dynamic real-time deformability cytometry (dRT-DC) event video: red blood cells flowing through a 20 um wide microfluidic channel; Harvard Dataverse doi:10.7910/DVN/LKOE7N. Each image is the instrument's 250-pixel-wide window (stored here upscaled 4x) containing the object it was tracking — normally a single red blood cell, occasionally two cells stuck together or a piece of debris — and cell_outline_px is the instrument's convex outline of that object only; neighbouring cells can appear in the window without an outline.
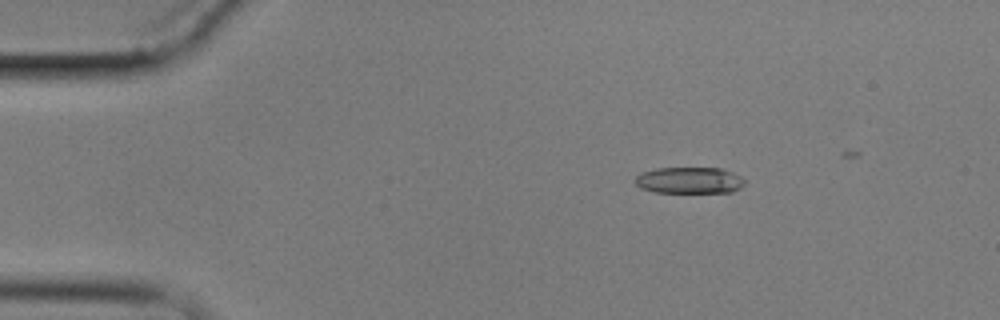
{"species": "common noctule bat (a hibernating species)", "species_latin": "Nyctalus noctula", "temperature_condition": "cold", "stored_images_in_passage": 14, "camera_frame_rate_fps": 3000, "um_per_image_px": 0.085, "animal": {"sex": "male", "body_mass_g": 17.9}, "frame": {"image": 1, "passage_image": 3, "time_ms": 2.667, "image_size_px": [1000, 320], "cell_outline_px": [[744, 184], [740, 188], [732, 192], [656, 192], [640, 188], [632, 180], [640, 172], [656, 168], [720, 168], [732, 172], [740, 176], [744, 180]], "centroid_in_image_um": [58.55, 15.32], "position_along_channel_um": 26.4, "area_um2": 16.94}}
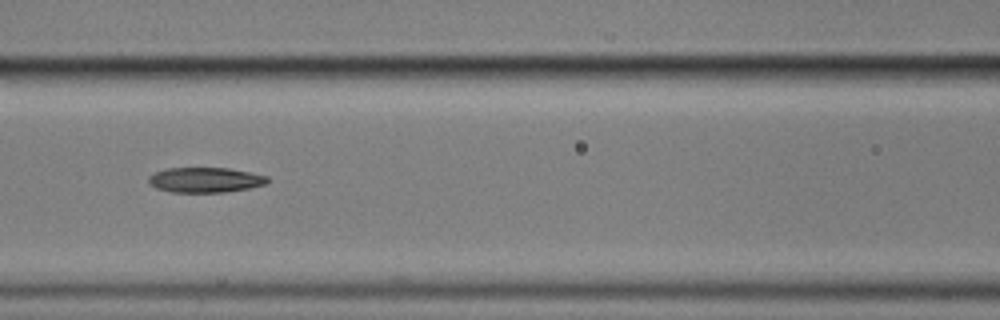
{"frame": {"image": 2, "passage_image": 7, "time_ms": 8.0, "image_size_px": [1000, 320], "cell_outline_px": [[268, 184], [248, 188], [224, 192], [172, 192], [156, 188], [148, 184], [148, 176], [164, 168], [228, 168], [268, 176]], "centroid_in_image_um": [17.42, 15.29], "position_along_channel_um": 149.2, "area_um2": 17.4}}
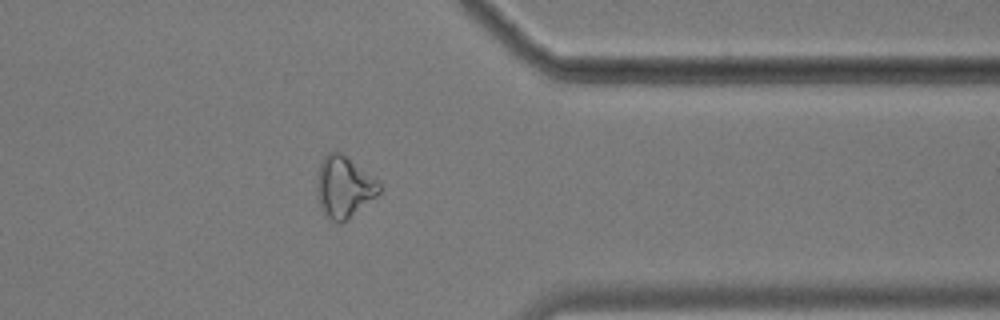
{"frame": {"image": 3, "passage_image": 13, "time_ms": 15.0, "image_size_px": [1000, 320], "cell_outline_px": [[384, 188], [376, 196], [348, 220], [340, 224], [332, 220], [324, 212], [320, 204], [316, 192], [316, 180], [320, 164], [324, 156], [328, 152], [340, 152], [380, 180]], "centroid_in_image_um": [29.27, 15.89], "position_along_channel_um": 382.1, "area_um2": 22.54}, "authors_computed_cell_mechanics": {"area_um2": 17.9469, "velocity_mm_per_s": 3.4725, "shape_relaxation_time_tau1_ms": 11.1801, "shape_relaxation_time_tau2_ms": 6.122, "deformation_change_tau1": 0.2116, "deformation_change_tau2": 0.1736}}